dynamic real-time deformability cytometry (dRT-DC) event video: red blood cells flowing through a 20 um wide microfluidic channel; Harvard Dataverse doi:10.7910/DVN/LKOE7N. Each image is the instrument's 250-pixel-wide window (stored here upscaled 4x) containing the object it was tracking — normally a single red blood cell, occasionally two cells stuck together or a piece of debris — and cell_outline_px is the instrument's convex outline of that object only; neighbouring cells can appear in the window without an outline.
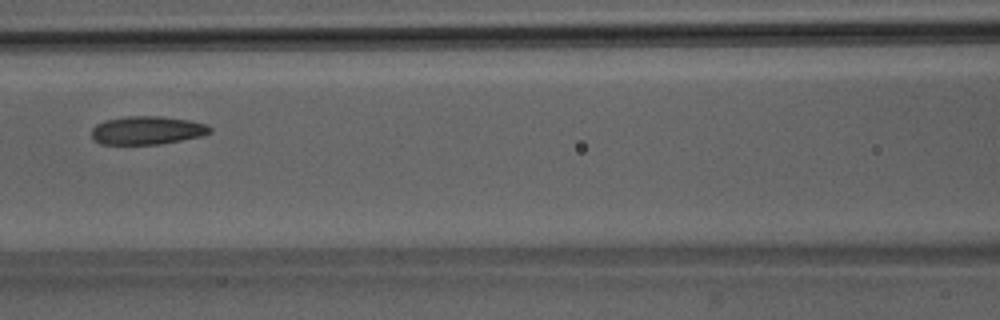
{"species": "Egyptian fruit bat (a non-hibernating species)", "species_latin": "Rousettus aegyptiacus", "temperature_condition": "room temperature", "stored_images_in_passage": 7, "camera_frame_rate_fps": 3000, "um_per_image_px": 0.085, "animal": {"sex": "male"}, "frame": {"image": 1, "passage_image": 6, "time_ms": 5.667, "image_size_px": [1000, 320], "cell_outline_px": [[212, 132], [200, 136], [160, 144], [100, 144], [92, 136], [92, 128], [96, 124], [104, 120], [124, 116], [160, 116], [188, 120], [208, 124], [212, 128]], "centroid_in_image_um": [12.5, 11.07], "position_along_channel_um": 154.1, "area_um2": 19.54}}